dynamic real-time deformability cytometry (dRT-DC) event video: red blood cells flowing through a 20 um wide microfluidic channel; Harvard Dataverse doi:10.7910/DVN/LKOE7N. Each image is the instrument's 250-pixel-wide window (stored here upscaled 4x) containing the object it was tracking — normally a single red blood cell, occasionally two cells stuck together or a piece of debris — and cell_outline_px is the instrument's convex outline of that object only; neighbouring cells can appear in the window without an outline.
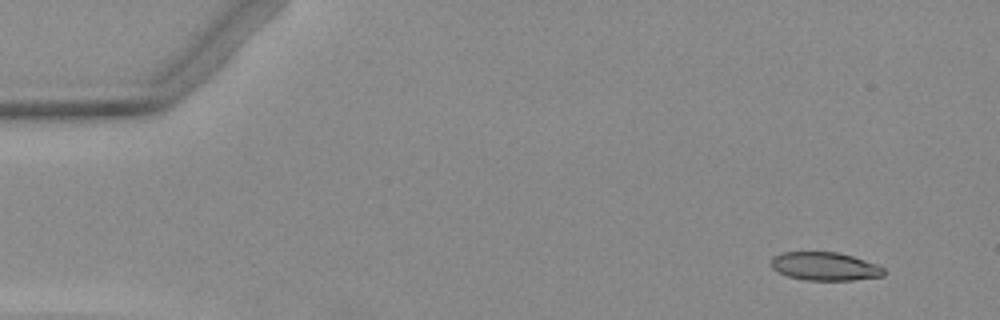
{"species": "Egyptian fruit bat (a non-hibernating species)", "species_latin": "Rousettus aegyptiacus", "temperature_condition": "warm", "stored_images_in_passage": 49, "camera_frame_rate_fps": 3000, "um_per_image_px": 0.085, "animal": {"sex": "female"}, "frame": {"image": 1, "passage_image": 1, "time_ms": 0.0, "image_size_px": [1000, 320], "cell_outline_px": [[884, 276], [852, 280], [804, 280], [788, 276], [776, 272], [772, 268], [772, 256], [780, 252], [840, 252], [876, 264], [884, 268]], "centroid_in_image_um": [70.08, 22.64], "position_along_channel_um": 14.9, "area_um2": 18.67}}
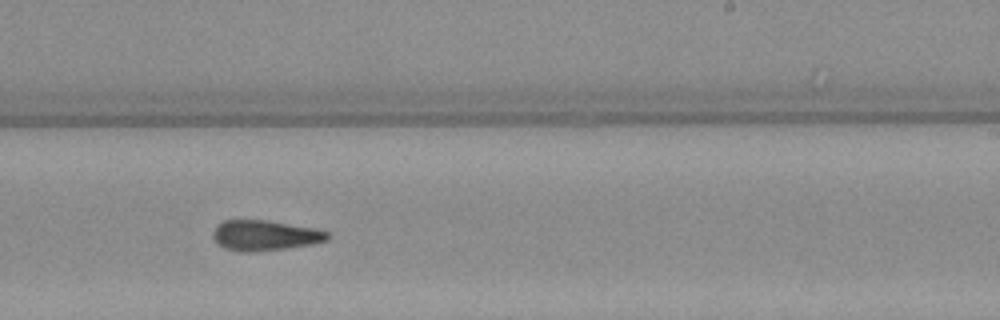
{"frame": {"image": 2, "passage_image": 29, "time_ms": 9.333, "image_size_px": [1000, 320], "cell_outline_px": [[328, 240], [312, 244], [284, 248], [252, 252], [240, 252], [224, 248], [212, 236], [212, 232], [216, 224], [224, 220], [268, 220], [316, 228], [328, 232]], "centroid_in_image_um": [22.5, 20.0], "position_along_channel_um": 266.5, "area_um2": 20.29}}
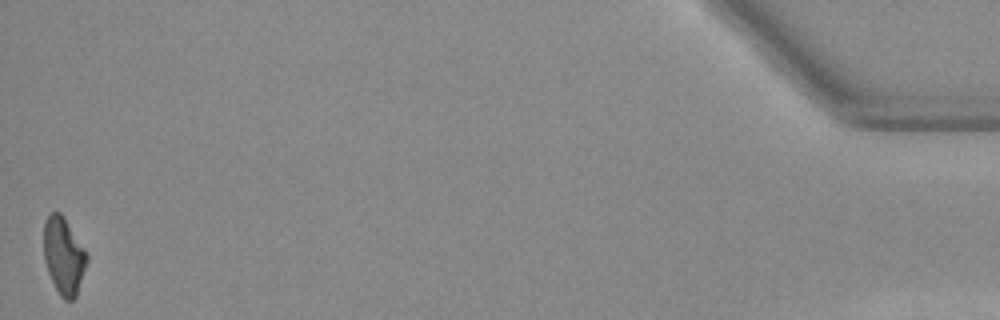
{"frame": {"image": 3, "passage_image": 49, "time_ms": 16.0, "image_size_px": [1000, 320], "cell_outline_px": [[88, 260], [76, 296], [72, 300], [64, 300], [60, 296], [48, 272], [44, 260], [44, 224], [48, 216], [52, 212], [60, 212], [84, 248], [88, 256]], "centroid_in_image_um": [5.41, 21.77], "position_along_channel_um": 429.8, "area_um2": 19.02}}